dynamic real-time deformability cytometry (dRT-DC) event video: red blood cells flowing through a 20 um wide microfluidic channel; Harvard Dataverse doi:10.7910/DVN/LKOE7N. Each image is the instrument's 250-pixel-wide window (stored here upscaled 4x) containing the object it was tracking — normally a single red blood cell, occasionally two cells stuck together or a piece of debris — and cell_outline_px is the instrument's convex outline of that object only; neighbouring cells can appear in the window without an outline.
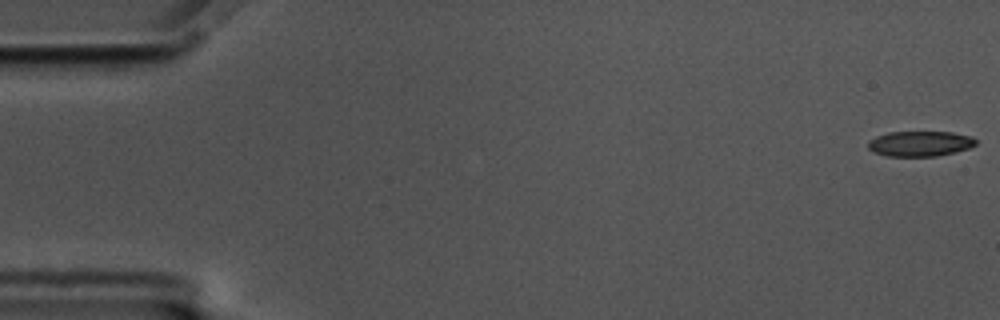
{"species": "common noctule bat (a hibernating species)", "species_latin": "Nyctalus noctula", "temperature_condition": "cold", "stored_images_in_passage": 17, "camera_frame_rate_fps": 3000, "um_per_image_px": 0.085, "animal": {"sex": "male", "body_mass_g": 17.5, "forearm_length_mm": 52.3}, "frame": {"image": 1, "passage_image": 1, "time_ms": 0.0, "image_size_px": [1000, 320], "cell_outline_px": [[976, 144], [968, 148], [956, 152], [936, 156], [888, 156], [872, 152], [868, 148], [868, 140], [876, 136], [888, 132], [952, 132], [972, 136], [976, 140]], "centroid_in_image_um": [78.18, 12.21], "position_along_channel_um": 6.8, "area_um2": 15.95}}